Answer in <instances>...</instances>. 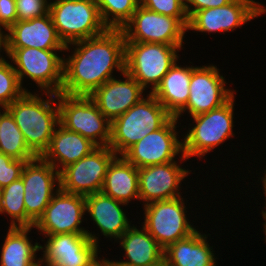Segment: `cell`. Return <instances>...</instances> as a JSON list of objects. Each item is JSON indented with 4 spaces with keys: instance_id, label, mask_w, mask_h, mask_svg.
Returning <instances> with one entry per match:
<instances>
[{
    "instance_id": "cell-1",
    "label": "cell",
    "mask_w": 266,
    "mask_h": 266,
    "mask_svg": "<svg viewBox=\"0 0 266 266\" xmlns=\"http://www.w3.org/2000/svg\"><path fill=\"white\" fill-rule=\"evenodd\" d=\"M70 50L72 52L70 53ZM61 93L90 96L109 79L125 71V37L122 29L67 44Z\"/></svg>"
},
{
    "instance_id": "cell-2",
    "label": "cell",
    "mask_w": 266,
    "mask_h": 266,
    "mask_svg": "<svg viewBox=\"0 0 266 266\" xmlns=\"http://www.w3.org/2000/svg\"><path fill=\"white\" fill-rule=\"evenodd\" d=\"M6 109L13 116L28 148L37 157H41L49 147L55 128L59 124L58 94H40L37 90L36 93L25 92Z\"/></svg>"
},
{
    "instance_id": "cell-3",
    "label": "cell",
    "mask_w": 266,
    "mask_h": 266,
    "mask_svg": "<svg viewBox=\"0 0 266 266\" xmlns=\"http://www.w3.org/2000/svg\"><path fill=\"white\" fill-rule=\"evenodd\" d=\"M235 94L222 106L191 117L193 124L188 125L186 133H181L183 154L187 159L196 157L200 160L209 155L215 148L219 149L225 140L235 137L234 106ZM195 123V124H194ZM191 128H190V127Z\"/></svg>"
},
{
    "instance_id": "cell-4",
    "label": "cell",
    "mask_w": 266,
    "mask_h": 266,
    "mask_svg": "<svg viewBox=\"0 0 266 266\" xmlns=\"http://www.w3.org/2000/svg\"><path fill=\"white\" fill-rule=\"evenodd\" d=\"M172 116L151 94L111 122L109 147L122 156L147 134L161 128Z\"/></svg>"
},
{
    "instance_id": "cell-5",
    "label": "cell",
    "mask_w": 266,
    "mask_h": 266,
    "mask_svg": "<svg viewBox=\"0 0 266 266\" xmlns=\"http://www.w3.org/2000/svg\"><path fill=\"white\" fill-rule=\"evenodd\" d=\"M61 52V56H60ZM65 50H42L33 47L7 48L6 56L13 64L19 82L23 86L24 78L31 79L41 92L61 93L63 84Z\"/></svg>"
},
{
    "instance_id": "cell-6",
    "label": "cell",
    "mask_w": 266,
    "mask_h": 266,
    "mask_svg": "<svg viewBox=\"0 0 266 266\" xmlns=\"http://www.w3.org/2000/svg\"><path fill=\"white\" fill-rule=\"evenodd\" d=\"M184 45L125 42V71L145 90L153 93L163 77L180 58ZM183 47V48H182ZM151 86V87H150Z\"/></svg>"
},
{
    "instance_id": "cell-7",
    "label": "cell",
    "mask_w": 266,
    "mask_h": 266,
    "mask_svg": "<svg viewBox=\"0 0 266 266\" xmlns=\"http://www.w3.org/2000/svg\"><path fill=\"white\" fill-rule=\"evenodd\" d=\"M49 14L65 45L98 36L108 29L95 0H50Z\"/></svg>"
},
{
    "instance_id": "cell-8",
    "label": "cell",
    "mask_w": 266,
    "mask_h": 266,
    "mask_svg": "<svg viewBox=\"0 0 266 266\" xmlns=\"http://www.w3.org/2000/svg\"><path fill=\"white\" fill-rule=\"evenodd\" d=\"M188 201L186 197L181 196L151 202L143 206L144 208L142 207L144 211L142 219L144 221L141 225L164 250L178 240L190 236L198 229L189 218L190 213L186 207Z\"/></svg>"
},
{
    "instance_id": "cell-9",
    "label": "cell",
    "mask_w": 266,
    "mask_h": 266,
    "mask_svg": "<svg viewBox=\"0 0 266 266\" xmlns=\"http://www.w3.org/2000/svg\"><path fill=\"white\" fill-rule=\"evenodd\" d=\"M59 123L97 146H109L111 122L90 96L58 94Z\"/></svg>"
},
{
    "instance_id": "cell-10",
    "label": "cell",
    "mask_w": 266,
    "mask_h": 266,
    "mask_svg": "<svg viewBox=\"0 0 266 266\" xmlns=\"http://www.w3.org/2000/svg\"><path fill=\"white\" fill-rule=\"evenodd\" d=\"M85 215V196L70 194L59 189L45 208L43 215L34 224V228L42 236L68 233L87 234L90 240L99 246L100 234L90 232L82 226L84 220H87Z\"/></svg>"
},
{
    "instance_id": "cell-11",
    "label": "cell",
    "mask_w": 266,
    "mask_h": 266,
    "mask_svg": "<svg viewBox=\"0 0 266 266\" xmlns=\"http://www.w3.org/2000/svg\"><path fill=\"white\" fill-rule=\"evenodd\" d=\"M220 73V69L213 63L203 66L191 65L188 102L175 116L179 122L184 113L191 117L207 113L222 106L237 94L226 86V76Z\"/></svg>"
},
{
    "instance_id": "cell-12",
    "label": "cell",
    "mask_w": 266,
    "mask_h": 266,
    "mask_svg": "<svg viewBox=\"0 0 266 266\" xmlns=\"http://www.w3.org/2000/svg\"><path fill=\"white\" fill-rule=\"evenodd\" d=\"M178 121L176 117H171L161 128L147 134L122 156L136 168L178 160L183 155V140L179 136L182 131H177L181 123L178 124Z\"/></svg>"
},
{
    "instance_id": "cell-13",
    "label": "cell",
    "mask_w": 266,
    "mask_h": 266,
    "mask_svg": "<svg viewBox=\"0 0 266 266\" xmlns=\"http://www.w3.org/2000/svg\"><path fill=\"white\" fill-rule=\"evenodd\" d=\"M116 156L109 146H98L90 154L60 172V189L83 196L99 193L108 166Z\"/></svg>"
},
{
    "instance_id": "cell-14",
    "label": "cell",
    "mask_w": 266,
    "mask_h": 266,
    "mask_svg": "<svg viewBox=\"0 0 266 266\" xmlns=\"http://www.w3.org/2000/svg\"><path fill=\"white\" fill-rule=\"evenodd\" d=\"M125 42L184 45L187 27L176 17L150 11L139 5L122 28Z\"/></svg>"
},
{
    "instance_id": "cell-15",
    "label": "cell",
    "mask_w": 266,
    "mask_h": 266,
    "mask_svg": "<svg viewBox=\"0 0 266 266\" xmlns=\"http://www.w3.org/2000/svg\"><path fill=\"white\" fill-rule=\"evenodd\" d=\"M187 160L183 154L179 161L138 168L140 204L143 202L142 205L145 206L151 202L183 196V192H181L182 182L187 179L190 173L195 174L189 168L182 167L184 166L182 163Z\"/></svg>"
},
{
    "instance_id": "cell-16",
    "label": "cell",
    "mask_w": 266,
    "mask_h": 266,
    "mask_svg": "<svg viewBox=\"0 0 266 266\" xmlns=\"http://www.w3.org/2000/svg\"><path fill=\"white\" fill-rule=\"evenodd\" d=\"M21 178L26 215L36 223L60 189V173L50 163L37 157L26 162Z\"/></svg>"
},
{
    "instance_id": "cell-17",
    "label": "cell",
    "mask_w": 266,
    "mask_h": 266,
    "mask_svg": "<svg viewBox=\"0 0 266 266\" xmlns=\"http://www.w3.org/2000/svg\"><path fill=\"white\" fill-rule=\"evenodd\" d=\"M40 238L39 257L44 263L53 266H94L99 260L101 251L97 244L90 240L87 234H57L44 235Z\"/></svg>"
},
{
    "instance_id": "cell-18",
    "label": "cell",
    "mask_w": 266,
    "mask_h": 266,
    "mask_svg": "<svg viewBox=\"0 0 266 266\" xmlns=\"http://www.w3.org/2000/svg\"><path fill=\"white\" fill-rule=\"evenodd\" d=\"M257 17L255 4L250 0H233L222 7L196 11L190 18L187 31L213 34L233 32Z\"/></svg>"
},
{
    "instance_id": "cell-19",
    "label": "cell",
    "mask_w": 266,
    "mask_h": 266,
    "mask_svg": "<svg viewBox=\"0 0 266 266\" xmlns=\"http://www.w3.org/2000/svg\"><path fill=\"white\" fill-rule=\"evenodd\" d=\"M122 77L123 79L120 76L119 79H109L90 95L99 111L110 122L140 102L147 92L126 71L122 73Z\"/></svg>"
},
{
    "instance_id": "cell-20",
    "label": "cell",
    "mask_w": 266,
    "mask_h": 266,
    "mask_svg": "<svg viewBox=\"0 0 266 266\" xmlns=\"http://www.w3.org/2000/svg\"><path fill=\"white\" fill-rule=\"evenodd\" d=\"M5 32L7 48L65 50L66 47L49 13L31 20L17 21Z\"/></svg>"
},
{
    "instance_id": "cell-21",
    "label": "cell",
    "mask_w": 266,
    "mask_h": 266,
    "mask_svg": "<svg viewBox=\"0 0 266 266\" xmlns=\"http://www.w3.org/2000/svg\"><path fill=\"white\" fill-rule=\"evenodd\" d=\"M128 205L101 192L85 196L86 215L96 224L97 232L114 243L133 225L123 208Z\"/></svg>"
},
{
    "instance_id": "cell-22",
    "label": "cell",
    "mask_w": 266,
    "mask_h": 266,
    "mask_svg": "<svg viewBox=\"0 0 266 266\" xmlns=\"http://www.w3.org/2000/svg\"><path fill=\"white\" fill-rule=\"evenodd\" d=\"M124 260H113L116 266H164V249L141 225L134 224L116 241Z\"/></svg>"
},
{
    "instance_id": "cell-23",
    "label": "cell",
    "mask_w": 266,
    "mask_h": 266,
    "mask_svg": "<svg viewBox=\"0 0 266 266\" xmlns=\"http://www.w3.org/2000/svg\"><path fill=\"white\" fill-rule=\"evenodd\" d=\"M98 146L79 133L67 130L60 123L55 128L49 147L41 158L59 173L68 165L90 154Z\"/></svg>"
},
{
    "instance_id": "cell-24",
    "label": "cell",
    "mask_w": 266,
    "mask_h": 266,
    "mask_svg": "<svg viewBox=\"0 0 266 266\" xmlns=\"http://www.w3.org/2000/svg\"><path fill=\"white\" fill-rule=\"evenodd\" d=\"M198 228L190 236L178 240L164 250V266H216L218 265L214 246ZM209 236V237H208Z\"/></svg>"
},
{
    "instance_id": "cell-25",
    "label": "cell",
    "mask_w": 266,
    "mask_h": 266,
    "mask_svg": "<svg viewBox=\"0 0 266 266\" xmlns=\"http://www.w3.org/2000/svg\"><path fill=\"white\" fill-rule=\"evenodd\" d=\"M100 192L126 204L139 200L138 168L123 156H116L108 166Z\"/></svg>"
},
{
    "instance_id": "cell-26",
    "label": "cell",
    "mask_w": 266,
    "mask_h": 266,
    "mask_svg": "<svg viewBox=\"0 0 266 266\" xmlns=\"http://www.w3.org/2000/svg\"><path fill=\"white\" fill-rule=\"evenodd\" d=\"M179 64L177 60L152 93L172 117L186 106L189 97L191 66Z\"/></svg>"
},
{
    "instance_id": "cell-27",
    "label": "cell",
    "mask_w": 266,
    "mask_h": 266,
    "mask_svg": "<svg viewBox=\"0 0 266 266\" xmlns=\"http://www.w3.org/2000/svg\"><path fill=\"white\" fill-rule=\"evenodd\" d=\"M32 227H9L0 251V266H32L40 258V244L30 238ZM34 242V243H32Z\"/></svg>"
},
{
    "instance_id": "cell-28",
    "label": "cell",
    "mask_w": 266,
    "mask_h": 266,
    "mask_svg": "<svg viewBox=\"0 0 266 266\" xmlns=\"http://www.w3.org/2000/svg\"><path fill=\"white\" fill-rule=\"evenodd\" d=\"M0 152L26 162L37 158L28 148L23 134L6 108L0 109Z\"/></svg>"
},
{
    "instance_id": "cell-29",
    "label": "cell",
    "mask_w": 266,
    "mask_h": 266,
    "mask_svg": "<svg viewBox=\"0 0 266 266\" xmlns=\"http://www.w3.org/2000/svg\"><path fill=\"white\" fill-rule=\"evenodd\" d=\"M0 214H5L9 217V227L34 226L35 223L26 215L24 184L21 177L3 188L0 200Z\"/></svg>"
},
{
    "instance_id": "cell-30",
    "label": "cell",
    "mask_w": 266,
    "mask_h": 266,
    "mask_svg": "<svg viewBox=\"0 0 266 266\" xmlns=\"http://www.w3.org/2000/svg\"><path fill=\"white\" fill-rule=\"evenodd\" d=\"M102 22L108 29H122L132 18L140 0H95Z\"/></svg>"
},
{
    "instance_id": "cell-31",
    "label": "cell",
    "mask_w": 266,
    "mask_h": 266,
    "mask_svg": "<svg viewBox=\"0 0 266 266\" xmlns=\"http://www.w3.org/2000/svg\"><path fill=\"white\" fill-rule=\"evenodd\" d=\"M25 92L12 62L5 59L0 63V109L7 108Z\"/></svg>"
},
{
    "instance_id": "cell-32",
    "label": "cell",
    "mask_w": 266,
    "mask_h": 266,
    "mask_svg": "<svg viewBox=\"0 0 266 266\" xmlns=\"http://www.w3.org/2000/svg\"><path fill=\"white\" fill-rule=\"evenodd\" d=\"M140 5L150 11L176 17L186 27L188 26L189 18L185 10V0H140Z\"/></svg>"
},
{
    "instance_id": "cell-33",
    "label": "cell",
    "mask_w": 266,
    "mask_h": 266,
    "mask_svg": "<svg viewBox=\"0 0 266 266\" xmlns=\"http://www.w3.org/2000/svg\"><path fill=\"white\" fill-rule=\"evenodd\" d=\"M50 0H16L17 21L31 20L49 13Z\"/></svg>"
},
{
    "instance_id": "cell-34",
    "label": "cell",
    "mask_w": 266,
    "mask_h": 266,
    "mask_svg": "<svg viewBox=\"0 0 266 266\" xmlns=\"http://www.w3.org/2000/svg\"><path fill=\"white\" fill-rule=\"evenodd\" d=\"M25 160H17L0 152V185L4 188L21 177Z\"/></svg>"
},
{
    "instance_id": "cell-35",
    "label": "cell",
    "mask_w": 266,
    "mask_h": 266,
    "mask_svg": "<svg viewBox=\"0 0 266 266\" xmlns=\"http://www.w3.org/2000/svg\"><path fill=\"white\" fill-rule=\"evenodd\" d=\"M233 0H185V10L190 18L196 11L203 9H210L215 7H222ZM255 4V10L257 17H261L262 14H266V6L262 2H257L256 0H250Z\"/></svg>"
},
{
    "instance_id": "cell-36",
    "label": "cell",
    "mask_w": 266,
    "mask_h": 266,
    "mask_svg": "<svg viewBox=\"0 0 266 266\" xmlns=\"http://www.w3.org/2000/svg\"><path fill=\"white\" fill-rule=\"evenodd\" d=\"M16 22V0H0V30L7 31Z\"/></svg>"
},
{
    "instance_id": "cell-37",
    "label": "cell",
    "mask_w": 266,
    "mask_h": 266,
    "mask_svg": "<svg viewBox=\"0 0 266 266\" xmlns=\"http://www.w3.org/2000/svg\"><path fill=\"white\" fill-rule=\"evenodd\" d=\"M4 52L5 54L7 52L6 32L3 30H0V63H2L5 60V57L3 56Z\"/></svg>"
},
{
    "instance_id": "cell-38",
    "label": "cell",
    "mask_w": 266,
    "mask_h": 266,
    "mask_svg": "<svg viewBox=\"0 0 266 266\" xmlns=\"http://www.w3.org/2000/svg\"><path fill=\"white\" fill-rule=\"evenodd\" d=\"M263 170H264L263 171L264 172L263 173L264 176H262L261 178L259 177L257 182L259 183L260 180L262 181V182L260 181L261 184H259V186L262 185L261 189L263 188L262 191H263V194H264L263 196L265 198L264 202H266V168L264 169V167H263Z\"/></svg>"
},
{
    "instance_id": "cell-39",
    "label": "cell",
    "mask_w": 266,
    "mask_h": 266,
    "mask_svg": "<svg viewBox=\"0 0 266 266\" xmlns=\"http://www.w3.org/2000/svg\"><path fill=\"white\" fill-rule=\"evenodd\" d=\"M94 266H116L111 259L103 257Z\"/></svg>"
},
{
    "instance_id": "cell-40",
    "label": "cell",
    "mask_w": 266,
    "mask_h": 266,
    "mask_svg": "<svg viewBox=\"0 0 266 266\" xmlns=\"http://www.w3.org/2000/svg\"><path fill=\"white\" fill-rule=\"evenodd\" d=\"M264 203V205L263 206H261V207H263V209L261 210V215H262V220L263 221H265V222H262L263 224V226H266V202H263Z\"/></svg>"
},
{
    "instance_id": "cell-41",
    "label": "cell",
    "mask_w": 266,
    "mask_h": 266,
    "mask_svg": "<svg viewBox=\"0 0 266 266\" xmlns=\"http://www.w3.org/2000/svg\"><path fill=\"white\" fill-rule=\"evenodd\" d=\"M32 266H53V265H50L48 263H44L42 262L40 259Z\"/></svg>"
},
{
    "instance_id": "cell-42",
    "label": "cell",
    "mask_w": 266,
    "mask_h": 266,
    "mask_svg": "<svg viewBox=\"0 0 266 266\" xmlns=\"http://www.w3.org/2000/svg\"><path fill=\"white\" fill-rule=\"evenodd\" d=\"M263 233H265L264 235H265V237H263L264 239H265V241L264 242H266V226H264V228H263Z\"/></svg>"
},
{
    "instance_id": "cell-43",
    "label": "cell",
    "mask_w": 266,
    "mask_h": 266,
    "mask_svg": "<svg viewBox=\"0 0 266 266\" xmlns=\"http://www.w3.org/2000/svg\"><path fill=\"white\" fill-rule=\"evenodd\" d=\"M2 192H3V187L0 185V200H1Z\"/></svg>"
}]
</instances>
